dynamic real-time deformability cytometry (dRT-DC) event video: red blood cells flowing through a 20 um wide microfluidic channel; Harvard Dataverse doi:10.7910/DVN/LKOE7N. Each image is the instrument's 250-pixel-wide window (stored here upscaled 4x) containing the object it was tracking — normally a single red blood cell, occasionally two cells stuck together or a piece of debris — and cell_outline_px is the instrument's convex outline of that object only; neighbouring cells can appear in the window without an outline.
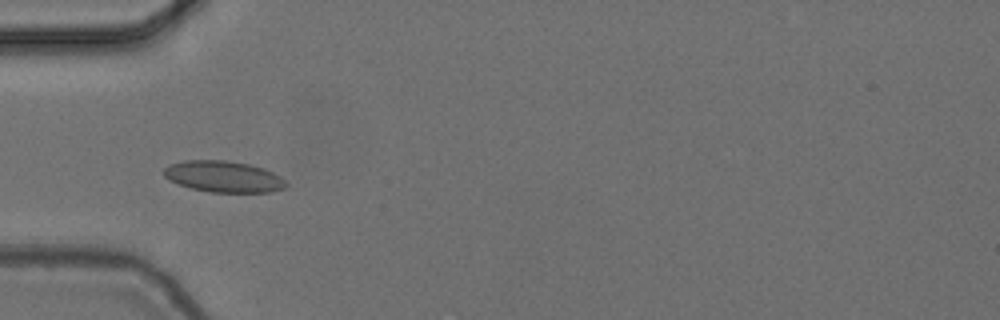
{"species": "common noctule bat (a hibernating species)", "species_latin": "Nyctalus noctula", "temperature_condition": "cold", "stored_images_in_passage": 39, "camera_frame_rate_fps": 3000, "um_per_image_px": 0.085, "animal": {"sex": "female", "body_mass_g": 24.6, "forearm_length_mm": 56.2}, "frame": {"image": 1, "passage_image": 1, "time_ms": 0.0, "image_size_px": [1000, 320], "cell_outline_px": [[288, 184], [284, 188], [272, 192], [212, 192], [192, 188], [180, 184], [164, 176], [164, 168], [172, 164], [184, 160], [224, 160], [248, 164], [264, 168], [280, 176]], "centroid_in_image_um": [19.04, 15.01], "position_along_channel_um": 66.0, "area_um2": 22.02}}
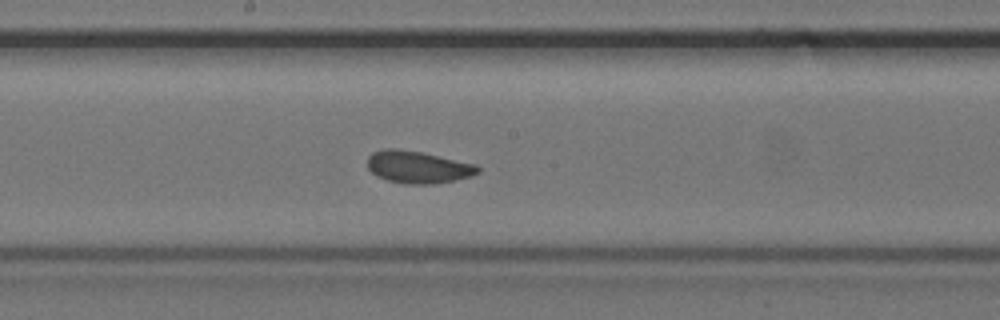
{"frame": {"image": 2, "passage_image": 13, "time_ms": 4.0, "image_size_px": [1000, 320], "cell_outline_px": [[480, 172], [472, 176], [456, 180], [432, 184], [404, 184], [388, 180], [376, 176], [368, 168], [368, 156], [372, 152], [384, 148], [396, 148], [420, 152], [476, 164], [480, 168]], "centroid_in_image_um": [35.52, 14.2], "position_along_channel_um": 212.7, "area_um2": 20.81}}
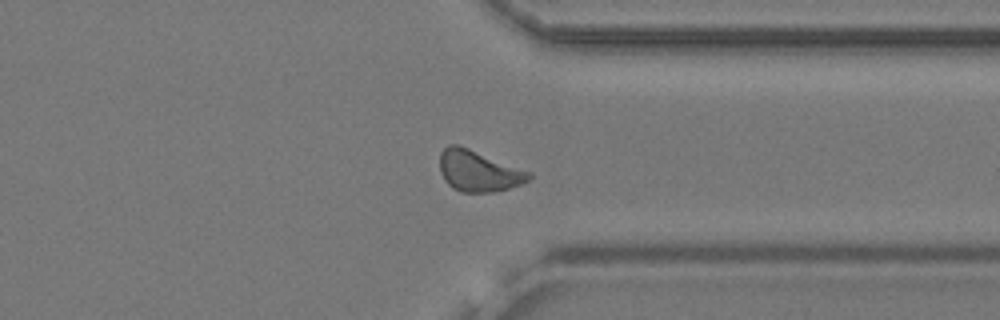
{"frame": {"image": 3, "passage_image": 26, "time_ms": 8.333, "image_size_px": [1000, 320], "cell_outline_px": [[532, 176], [528, 180], [520, 184], [496, 192], [464, 192], [452, 188], [444, 180], [440, 172], [440, 152], [448, 144], [460, 144], [532, 172]], "centroid_in_image_um": [40.66, 14.51], "position_along_channel_um": 370.7, "area_um2": 21.62}}